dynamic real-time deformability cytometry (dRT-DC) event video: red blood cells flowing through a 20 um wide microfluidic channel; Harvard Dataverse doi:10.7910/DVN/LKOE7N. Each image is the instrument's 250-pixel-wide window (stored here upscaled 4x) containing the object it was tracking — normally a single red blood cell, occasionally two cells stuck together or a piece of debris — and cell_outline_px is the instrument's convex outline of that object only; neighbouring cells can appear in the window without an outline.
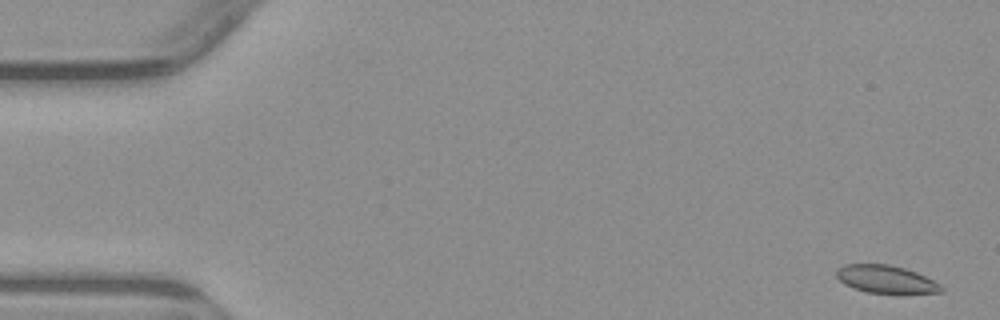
{"species": "common noctule bat (a hibernating species)", "species_latin": "Nyctalus noctula", "temperature_condition": "warm", "stored_images_in_passage": 4, "camera_frame_rate_fps": 3000, "um_per_image_px": 0.085, "animal": {"sex": "male", "body_mass_g": 23.1, "forearm_length_mm": 52.7}, "frame": {"image": 1, "passage_image": 1, "time_ms": 0.0, "image_size_px": [1000, 320], "cell_outline_px": [[944, 292], [868, 292], [844, 284], [836, 276], [836, 268], [844, 264], [888, 264], [904, 268], [916, 272], [940, 284], [944, 288]], "centroid_in_image_um": [75.26, 23.71], "position_along_channel_um": 9.7, "area_um2": 16.53}}
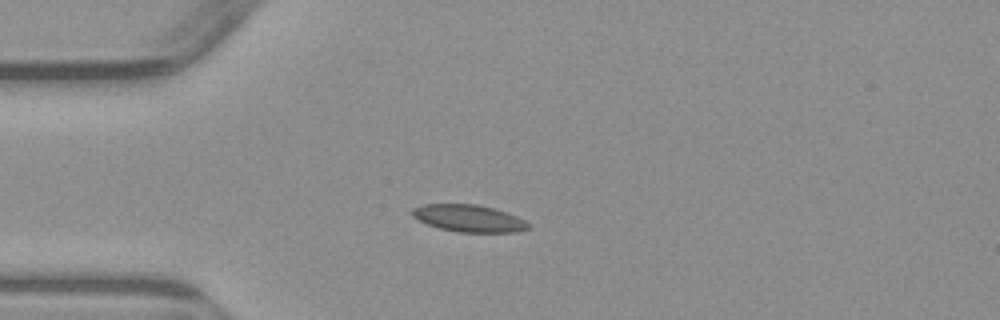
{"frame": {"image": 2, "passage_image": 4, "time_ms": 4.0, "image_size_px": [1000, 320], "cell_outline_px": [[532, 228], [516, 232], [456, 232], [440, 228], [428, 224], [412, 216], [412, 208], [424, 204], [476, 204], [496, 208], [516, 216], [532, 224]], "centroid_in_image_um": [39.9, 18.56], "position_along_channel_um": 45.1, "area_um2": 18.44}}